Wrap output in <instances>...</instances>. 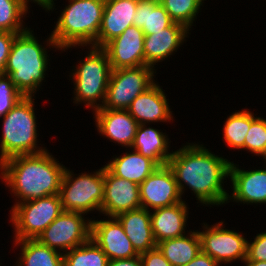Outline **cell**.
Listing matches in <instances>:
<instances>
[{
	"label": "cell",
	"mask_w": 266,
	"mask_h": 266,
	"mask_svg": "<svg viewBox=\"0 0 266 266\" xmlns=\"http://www.w3.org/2000/svg\"><path fill=\"white\" fill-rule=\"evenodd\" d=\"M194 143H186L173 151L167 163L181 196L187 187L193 191L197 204L210 207L227 204L229 193L224 189V183L229 179L231 161L214 154L204 144Z\"/></svg>",
	"instance_id": "obj_1"
},
{
	"label": "cell",
	"mask_w": 266,
	"mask_h": 266,
	"mask_svg": "<svg viewBox=\"0 0 266 266\" xmlns=\"http://www.w3.org/2000/svg\"><path fill=\"white\" fill-rule=\"evenodd\" d=\"M47 149L12 156L0 163V179L16 197L14 205L59 194L65 166Z\"/></svg>",
	"instance_id": "obj_2"
},
{
	"label": "cell",
	"mask_w": 266,
	"mask_h": 266,
	"mask_svg": "<svg viewBox=\"0 0 266 266\" xmlns=\"http://www.w3.org/2000/svg\"><path fill=\"white\" fill-rule=\"evenodd\" d=\"M34 31L29 27L23 33L17 34L8 56L4 75L11 78L16 89L24 97H36L35 94L45 79L50 59L47 49L61 50L51 34L43 43H39ZM46 43V44H45ZM42 44V45H41ZM49 46V47H48Z\"/></svg>",
	"instance_id": "obj_3"
},
{
	"label": "cell",
	"mask_w": 266,
	"mask_h": 266,
	"mask_svg": "<svg viewBox=\"0 0 266 266\" xmlns=\"http://www.w3.org/2000/svg\"><path fill=\"white\" fill-rule=\"evenodd\" d=\"M105 0H68L50 33L61 51L73 46H95Z\"/></svg>",
	"instance_id": "obj_4"
},
{
	"label": "cell",
	"mask_w": 266,
	"mask_h": 266,
	"mask_svg": "<svg viewBox=\"0 0 266 266\" xmlns=\"http://www.w3.org/2000/svg\"><path fill=\"white\" fill-rule=\"evenodd\" d=\"M35 99L22 97L2 119V138H0V163L16 156L39 154L47 149L37 144V118ZM41 145L42 147L38 146Z\"/></svg>",
	"instance_id": "obj_5"
},
{
	"label": "cell",
	"mask_w": 266,
	"mask_h": 266,
	"mask_svg": "<svg viewBox=\"0 0 266 266\" xmlns=\"http://www.w3.org/2000/svg\"><path fill=\"white\" fill-rule=\"evenodd\" d=\"M74 48L87 47L84 58L73 66L69 77L74 84L73 103L85 104L92 112L103 106L111 74V65L108 55L102 47L73 46Z\"/></svg>",
	"instance_id": "obj_6"
},
{
	"label": "cell",
	"mask_w": 266,
	"mask_h": 266,
	"mask_svg": "<svg viewBox=\"0 0 266 266\" xmlns=\"http://www.w3.org/2000/svg\"><path fill=\"white\" fill-rule=\"evenodd\" d=\"M96 171V172H95ZM93 173H81L78 176L65 168L59 196L63 211L80 212L84 214L95 211L101 214L104 197V166Z\"/></svg>",
	"instance_id": "obj_7"
},
{
	"label": "cell",
	"mask_w": 266,
	"mask_h": 266,
	"mask_svg": "<svg viewBox=\"0 0 266 266\" xmlns=\"http://www.w3.org/2000/svg\"><path fill=\"white\" fill-rule=\"evenodd\" d=\"M13 241L37 239L40 234L63 212L59 194L24 201L10 210Z\"/></svg>",
	"instance_id": "obj_8"
},
{
	"label": "cell",
	"mask_w": 266,
	"mask_h": 266,
	"mask_svg": "<svg viewBox=\"0 0 266 266\" xmlns=\"http://www.w3.org/2000/svg\"><path fill=\"white\" fill-rule=\"evenodd\" d=\"M156 72L147 65L112 70L102 108L127 110L138 95L157 82Z\"/></svg>",
	"instance_id": "obj_9"
},
{
	"label": "cell",
	"mask_w": 266,
	"mask_h": 266,
	"mask_svg": "<svg viewBox=\"0 0 266 266\" xmlns=\"http://www.w3.org/2000/svg\"><path fill=\"white\" fill-rule=\"evenodd\" d=\"M80 212L63 211L37 238L61 253L86 243L91 235V218Z\"/></svg>",
	"instance_id": "obj_10"
},
{
	"label": "cell",
	"mask_w": 266,
	"mask_h": 266,
	"mask_svg": "<svg viewBox=\"0 0 266 266\" xmlns=\"http://www.w3.org/2000/svg\"><path fill=\"white\" fill-rule=\"evenodd\" d=\"M198 231L201 251L212 257L219 265L237 260L243 262L247 257V239L240 232L226 229L221 220L213 225L202 224ZM225 228V229H224Z\"/></svg>",
	"instance_id": "obj_11"
},
{
	"label": "cell",
	"mask_w": 266,
	"mask_h": 266,
	"mask_svg": "<svg viewBox=\"0 0 266 266\" xmlns=\"http://www.w3.org/2000/svg\"><path fill=\"white\" fill-rule=\"evenodd\" d=\"M141 207L152 211L183 202L175 176L168 164L158 166L140 185Z\"/></svg>",
	"instance_id": "obj_12"
},
{
	"label": "cell",
	"mask_w": 266,
	"mask_h": 266,
	"mask_svg": "<svg viewBox=\"0 0 266 266\" xmlns=\"http://www.w3.org/2000/svg\"><path fill=\"white\" fill-rule=\"evenodd\" d=\"M90 239L103 250L109 260L139 256L116 217H107L106 220L91 218Z\"/></svg>",
	"instance_id": "obj_13"
},
{
	"label": "cell",
	"mask_w": 266,
	"mask_h": 266,
	"mask_svg": "<svg viewBox=\"0 0 266 266\" xmlns=\"http://www.w3.org/2000/svg\"><path fill=\"white\" fill-rule=\"evenodd\" d=\"M144 38L141 28L132 25L107 42L102 48L108 55L111 69L144 66Z\"/></svg>",
	"instance_id": "obj_14"
},
{
	"label": "cell",
	"mask_w": 266,
	"mask_h": 266,
	"mask_svg": "<svg viewBox=\"0 0 266 266\" xmlns=\"http://www.w3.org/2000/svg\"><path fill=\"white\" fill-rule=\"evenodd\" d=\"M141 207L139 185L113 175L104 166V197L101 213L107 217Z\"/></svg>",
	"instance_id": "obj_15"
},
{
	"label": "cell",
	"mask_w": 266,
	"mask_h": 266,
	"mask_svg": "<svg viewBox=\"0 0 266 266\" xmlns=\"http://www.w3.org/2000/svg\"><path fill=\"white\" fill-rule=\"evenodd\" d=\"M266 164V163H265ZM266 167V166H265ZM241 169L239 164L230 163L229 178L232 194L227 203L236 202L255 205L266 204V168Z\"/></svg>",
	"instance_id": "obj_16"
},
{
	"label": "cell",
	"mask_w": 266,
	"mask_h": 266,
	"mask_svg": "<svg viewBox=\"0 0 266 266\" xmlns=\"http://www.w3.org/2000/svg\"><path fill=\"white\" fill-rule=\"evenodd\" d=\"M93 115L99 134L110 142L124 146L126 150L131 148L139 124L127 110L101 107L93 111Z\"/></svg>",
	"instance_id": "obj_17"
},
{
	"label": "cell",
	"mask_w": 266,
	"mask_h": 266,
	"mask_svg": "<svg viewBox=\"0 0 266 266\" xmlns=\"http://www.w3.org/2000/svg\"><path fill=\"white\" fill-rule=\"evenodd\" d=\"M189 31L183 24L174 22L168 28L145 35L143 44L145 65L155 68L159 62L170 58L189 37L191 34Z\"/></svg>",
	"instance_id": "obj_18"
},
{
	"label": "cell",
	"mask_w": 266,
	"mask_h": 266,
	"mask_svg": "<svg viewBox=\"0 0 266 266\" xmlns=\"http://www.w3.org/2000/svg\"><path fill=\"white\" fill-rule=\"evenodd\" d=\"M157 83L138 95L130 104L127 111L134 117L139 125L157 122H171L173 111L169 106L167 95Z\"/></svg>",
	"instance_id": "obj_19"
},
{
	"label": "cell",
	"mask_w": 266,
	"mask_h": 266,
	"mask_svg": "<svg viewBox=\"0 0 266 266\" xmlns=\"http://www.w3.org/2000/svg\"><path fill=\"white\" fill-rule=\"evenodd\" d=\"M139 0H105L102 22L96 47H103L133 25V16Z\"/></svg>",
	"instance_id": "obj_20"
},
{
	"label": "cell",
	"mask_w": 266,
	"mask_h": 266,
	"mask_svg": "<svg viewBox=\"0 0 266 266\" xmlns=\"http://www.w3.org/2000/svg\"><path fill=\"white\" fill-rule=\"evenodd\" d=\"M190 209L186 201L168 207H162L150 212L151 227L156 243L166 239H173L190 232L185 231L188 226Z\"/></svg>",
	"instance_id": "obj_21"
},
{
	"label": "cell",
	"mask_w": 266,
	"mask_h": 266,
	"mask_svg": "<svg viewBox=\"0 0 266 266\" xmlns=\"http://www.w3.org/2000/svg\"><path fill=\"white\" fill-rule=\"evenodd\" d=\"M116 218L122 224L125 234L139 255L156 248L150 211L140 207L120 213Z\"/></svg>",
	"instance_id": "obj_22"
},
{
	"label": "cell",
	"mask_w": 266,
	"mask_h": 266,
	"mask_svg": "<svg viewBox=\"0 0 266 266\" xmlns=\"http://www.w3.org/2000/svg\"><path fill=\"white\" fill-rule=\"evenodd\" d=\"M170 139L166 132L141 124L138 126L131 150L153 160L158 166H164L173 154L170 151Z\"/></svg>",
	"instance_id": "obj_23"
},
{
	"label": "cell",
	"mask_w": 266,
	"mask_h": 266,
	"mask_svg": "<svg viewBox=\"0 0 266 266\" xmlns=\"http://www.w3.org/2000/svg\"><path fill=\"white\" fill-rule=\"evenodd\" d=\"M113 157L104 165L113 175L140 185L158 165L135 150ZM132 151V152H131Z\"/></svg>",
	"instance_id": "obj_24"
},
{
	"label": "cell",
	"mask_w": 266,
	"mask_h": 266,
	"mask_svg": "<svg viewBox=\"0 0 266 266\" xmlns=\"http://www.w3.org/2000/svg\"><path fill=\"white\" fill-rule=\"evenodd\" d=\"M156 247L172 266H183L201 252V241L198 230H190L183 236L163 240Z\"/></svg>",
	"instance_id": "obj_25"
},
{
	"label": "cell",
	"mask_w": 266,
	"mask_h": 266,
	"mask_svg": "<svg viewBox=\"0 0 266 266\" xmlns=\"http://www.w3.org/2000/svg\"><path fill=\"white\" fill-rule=\"evenodd\" d=\"M13 244L20 246L21 252L16 266H63V253L41 244L37 239L14 241Z\"/></svg>",
	"instance_id": "obj_26"
},
{
	"label": "cell",
	"mask_w": 266,
	"mask_h": 266,
	"mask_svg": "<svg viewBox=\"0 0 266 266\" xmlns=\"http://www.w3.org/2000/svg\"><path fill=\"white\" fill-rule=\"evenodd\" d=\"M174 21L162 4L151 0H139L136 13L133 16V25L141 28L145 35L153 34L170 27Z\"/></svg>",
	"instance_id": "obj_27"
},
{
	"label": "cell",
	"mask_w": 266,
	"mask_h": 266,
	"mask_svg": "<svg viewBox=\"0 0 266 266\" xmlns=\"http://www.w3.org/2000/svg\"><path fill=\"white\" fill-rule=\"evenodd\" d=\"M256 115L242 109L235 111L227 116L223 125V141L228 147L237 150H244L245 136L250 128L251 122L256 118Z\"/></svg>",
	"instance_id": "obj_28"
},
{
	"label": "cell",
	"mask_w": 266,
	"mask_h": 266,
	"mask_svg": "<svg viewBox=\"0 0 266 266\" xmlns=\"http://www.w3.org/2000/svg\"><path fill=\"white\" fill-rule=\"evenodd\" d=\"M109 259L91 239L63 254V266H108Z\"/></svg>",
	"instance_id": "obj_29"
},
{
	"label": "cell",
	"mask_w": 266,
	"mask_h": 266,
	"mask_svg": "<svg viewBox=\"0 0 266 266\" xmlns=\"http://www.w3.org/2000/svg\"><path fill=\"white\" fill-rule=\"evenodd\" d=\"M29 12L19 0H0V31L25 32L29 28L24 25L23 19Z\"/></svg>",
	"instance_id": "obj_30"
},
{
	"label": "cell",
	"mask_w": 266,
	"mask_h": 266,
	"mask_svg": "<svg viewBox=\"0 0 266 266\" xmlns=\"http://www.w3.org/2000/svg\"><path fill=\"white\" fill-rule=\"evenodd\" d=\"M205 0H165L164 6L170 18L177 23L183 24L189 30L192 29L197 15L203 7Z\"/></svg>",
	"instance_id": "obj_31"
},
{
	"label": "cell",
	"mask_w": 266,
	"mask_h": 266,
	"mask_svg": "<svg viewBox=\"0 0 266 266\" xmlns=\"http://www.w3.org/2000/svg\"><path fill=\"white\" fill-rule=\"evenodd\" d=\"M244 150L256 156L266 155V119L257 117L251 122L245 136Z\"/></svg>",
	"instance_id": "obj_32"
},
{
	"label": "cell",
	"mask_w": 266,
	"mask_h": 266,
	"mask_svg": "<svg viewBox=\"0 0 266 266\" xmlns=\"http://www.w3.org/2000/svg\"><path fill=\"white\" fill-rule=\"evenodd\" d=\"M23 97L7 75H0V118L5 116Z\"/></svg>",
	"instance_id": "obj_33"
},
{
	"label": "cell",
	"mask_w": 266,
	"mask_h": 266,
	"mask_svg": "<svg viewBox=\"0 0 266 266\" xmlns=\"http://www.w3.org/2000/svg\"><path fill=\"white\" fill-rule=\"evenodd\" d=\"M247 241V260L266 261V231Z\"/></svg>",
	"instance_id": "obj_34"
},
{
	"label": "cell",
	"mask_w": 266,
	"mask_h": 266,
	"mask_svg": "<svg viewBox=\"0 0 266 266\" xmlns=\"http://www.w3.org/2000/svg\"><path fill=\"white\" fill-rule=\"evenodd\" d=\"M18 33L0 31V75L4 74L12 44Z\"/></svg>",
	"instance_id": "obj_35"
},
{
	"label": "cell",
	"mask_w": 266,
	"mask_h": 266,
	"mask_svg": "<svg viewBox=\"0 0 266 266\" xmlns=\"http://www.w3.org/2000/svg\"><path fill=\"white\" fill-rule=\"evenodd\" d=\"M140 258L143 266H172L157 247L140 254Z\"/></svg>",
	"instance_id": "obj_36"
},
{
	"label": "cell",
	"mask_w": 266,
	"mask_h": 266,
	"mask_svg": "<svg viewBox=\"0 0 266 266\" xmlns=\"http://www.w3.org/2000/svg\"><path fill=\"white\" fill-rule=\"evenodd\" d=\"M183 266H220L212 257L202 251L188 264Z\"/></svg>",
	"instance_id": "obj_37"
},
{
	"label": "cell",
	"mask_w": 266,
	"mask_h": 266,
	"mask_svg": "<svg viewBox=\"0 0 266 266\" xmlns=\"http://www.w3.org/2000/svg\"><path fill=\"white\" fill-rule=\"evenodd\" d=\"M55 0H19V2L28 10L30 9L29 2L35 3L39 5V7H42V10L44 9L46 12L48 11H54L56 10Z\"/></svg>",
	"instance_id": "obj_38"
},
{
	"label": "cell",
	"mask_w": 266,
	"mask_h": 266,
	"mask_svg": "<svg viewBox=\"0 0 266 266\" xmlns=\"http://www.w3.org/2000/svg\"><path fill=\"white\" fill-rule=\"evenodd\" d=\"M108 266H143L140 255L134 258L109 260Z\"/></svg>",
	"instance_id": "obj_39"
},
{
	"label": "cell",
	"mask_w": 266,
	"mask_h": 266,
	"mask_svg": "<svg viewBox=\"0 0 266 266\" xmlns=\"http://www.w3.org/2000/svg\"><path fill=\"white\" fill-rule=\"evenodd\" d=\"M242 263L246 266H266V261H254L245 259Z\"/></svg>",
	"instance_id": "obj_40"
},
{
	"label": "cell",
	"mask_w": 266,
	"mask_h": 266,
	"mask_svg": "<svg viewBox=\"0 0 266 266\" xmlns=\"http://www.w3.org/2000/svg\"><path fill=\"white\" fill-rule=\"evenodd\" d=\"M151 1L157 4H162L165 0H151Z\"/></svg>",
	"instance_id": "obj_41"
}]
</instances>
